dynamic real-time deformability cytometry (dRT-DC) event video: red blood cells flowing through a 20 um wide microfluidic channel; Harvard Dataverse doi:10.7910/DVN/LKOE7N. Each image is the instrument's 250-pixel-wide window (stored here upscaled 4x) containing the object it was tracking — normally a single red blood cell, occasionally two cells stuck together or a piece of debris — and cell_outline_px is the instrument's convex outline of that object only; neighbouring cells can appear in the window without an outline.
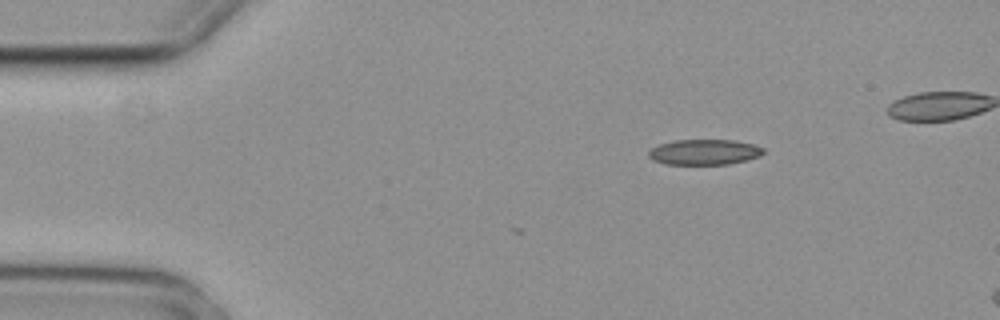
{"species": "common noctule bat (a hibernating species)", "species_latin": "Nyctalus noctula", "temperature_condition": "cold", "stored_images_in_passage": 3, "camera_frame_rate_fps": 3000, "um_per_image_px": 0.085, "animal": {"sex": "female", "body_mass_g": 29.2, "forearm_length_mm": 56.3}, "frame": {"image": 1, "passage_image": 1, "time_ms": 0.0, "image_size_px": [1000, 320], "cell_outline_px": [[764, 152], [760, 156], [728, 164], [664, 164], [652, 160], [648, 156], [648, 152], [652, 148], [660, 144], [672, 140], [736, 140], [752, 144], [764, 148]], "centroid_in_image_um": [59.84, 12.92], "position_along_channel_um": 25.2, "area_um2": 16.99}}
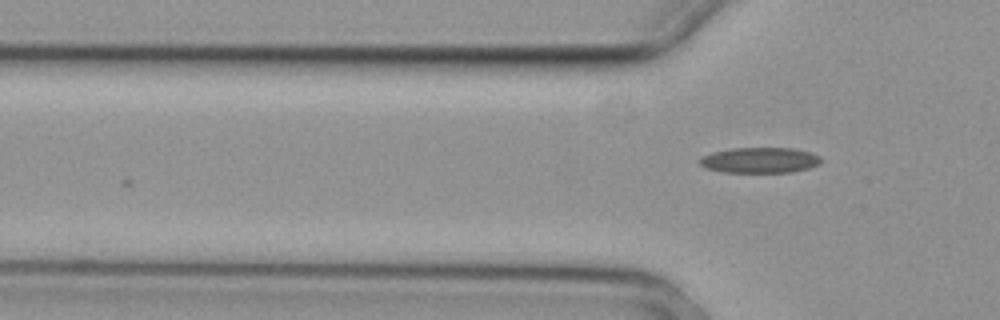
{"frame": {"image": 2, "passage_image": 3, "time_ms": 0.667, "image_size_px": [1000, 320], "cell_outline_px": [[820, 164], [808, 168], [792, 172], [724, 172], [708, 168], [700, 164], [700, 160], [704, 156], [712, 152], [732, 148], [792, 148], [808, 152], [820, 156]], "centroid_in_image_um": [64.6, 13.61], "position_along_channel_um": 61.2, "area_um2": 17.8}}